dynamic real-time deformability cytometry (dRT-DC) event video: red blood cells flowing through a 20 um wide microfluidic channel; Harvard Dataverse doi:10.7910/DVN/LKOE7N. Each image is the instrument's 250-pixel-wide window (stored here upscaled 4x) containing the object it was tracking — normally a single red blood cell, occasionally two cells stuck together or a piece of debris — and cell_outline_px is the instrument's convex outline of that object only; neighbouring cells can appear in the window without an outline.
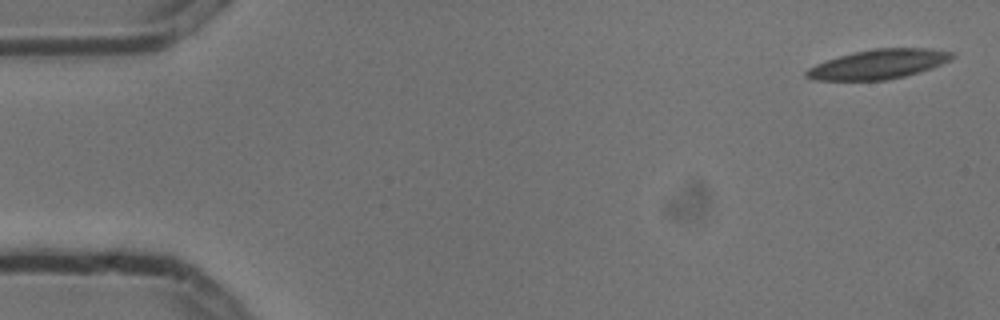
{"species": "common noctule bat (a hibernating species)", "species_latin": "Nyctalus noctula", "temperature_condition": "cold", "stored_images_in_passage": 4, "camera_frame_rate_fps": 3000, "um_per_image_px": 0.085, "animal": {"sex": "male", "body_mass_g": 13.3}, "frame": {"image": 1, "passage_image": 1, "time_ms": 0.0, "image_size_px": [1000, 320], "cell_outline_px": [[956, 56], [952, 60], [932, 68], [920, 72], [888, 80], [812, 80], [804, 76], [804, 72], [808, 68], [816, 64], [852, 52], [872, 48], [928, 48], [956, 52]], "centroid_in_image_um": [74.72, 5.45], "position_along_channel_um": 10.3, "area_um2": 25.32}}
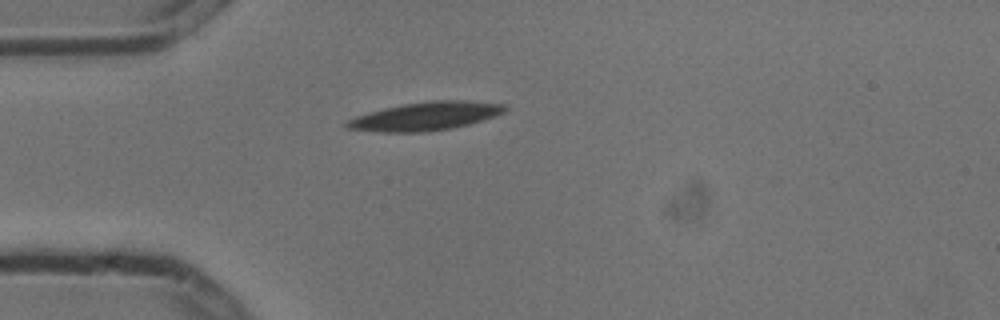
{"frame": {"image": 2, "passage_image": 4, "time_ms": 1.0, "image_size_px": [1000, 320], "cell_outline_px": [[508, 108], [504, 112], [496, 116], [468, 124], [448, 128], [424, 132], [380, 132], [348, 128], [344, 124], [348, 120], [356, 116], [368, 112], [384, 108], [404, 104], [432, 100], [464, 100], [508, 104]], "centroid_in_image_um": [36.21, 9.86], "position_along_channel_um": 48.8, "area_um2": 26.01}}